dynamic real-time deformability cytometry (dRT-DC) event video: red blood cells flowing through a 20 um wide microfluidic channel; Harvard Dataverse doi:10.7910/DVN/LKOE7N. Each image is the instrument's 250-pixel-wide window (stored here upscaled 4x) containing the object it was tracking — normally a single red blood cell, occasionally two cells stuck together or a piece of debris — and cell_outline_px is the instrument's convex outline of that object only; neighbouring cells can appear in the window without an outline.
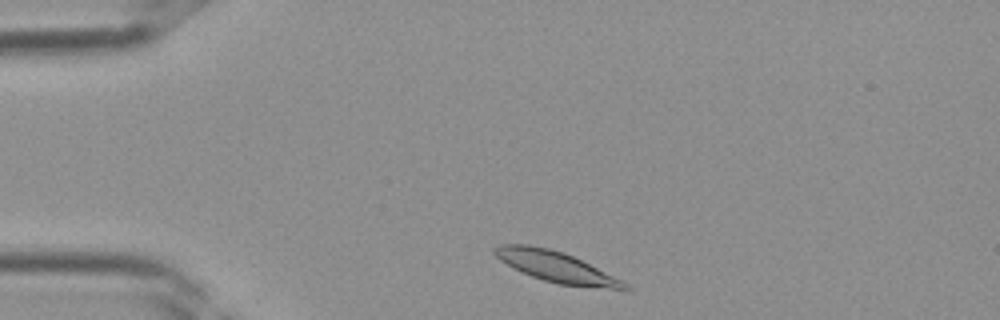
{"species": "Egyptian fruit bat (a non-hibernating species)", "species_latin": "Rousettus aegyptiacus", "temperature_condition": "room temperature", "stored_images_in_passage": 28, "camera_frame_rate_fps": 3000, "um_per_image_px": 0.085, "frame": {"image": 1, "passage_image": 2, "time_ms": 0.333, "image_size_px": [1000, 320], "cell_outline_px": [[632, 292], [628, 292], [560, 284], [544, 280], [532, 276], [512, 268], [500, 260], [492, 252], [492, 248], [500, 244], [528, 244], [548, 248], [564, 252], [628, 284], [632, 288]], "centroid_in_image_um": [47.3, 22.71], "position_along_channel_um": 37.7, "area_um2": 23.41}}
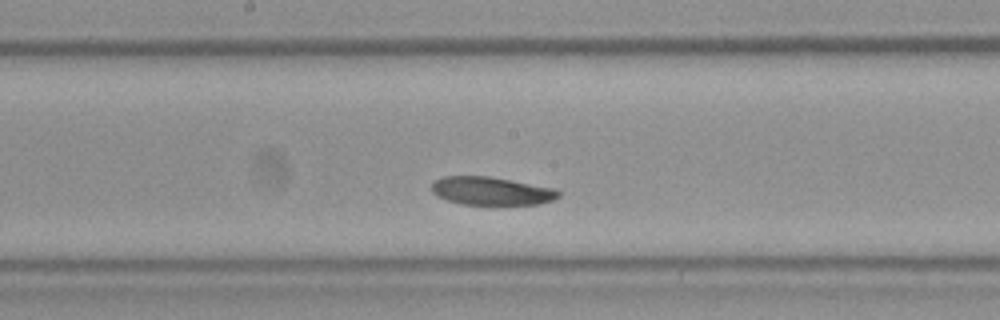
{"frame": {"image": 2, "passage_image": 14, "time_ms": 4.333, "image_size_px": [1000, 320], "cell_outline_px": [[560, 196], [552, 200], [540, 204], [488, 208], [460, 204], [436, 196], [432, 192], [432, 184], [436, 180], [444, 176], [488, 176], [556, 188], [560, 192]], "centroid_in_image_um": [41.8, 16.29], "position_along_channel_um": 206.4, "area_um2": 21.91}}
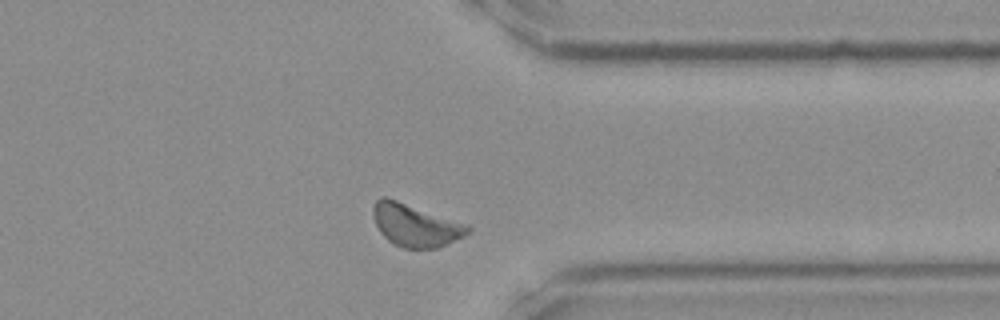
{"frame": {"image": 3, "passage_image": 24, "time_ms": 7.667, "image_size_px": [1000, 320], "cell_outline_px": [[472, 228], [464, 236], [436, 248], [404, 248], [388, 240], [380, 232], [372, 216], [372, 208], [376, 200], [380, 196], [384, 196], [468, 224]], "centroid_in_image_um": [35.29, 19.13], "position_along_channel_um": 376.1, "area_um2": 23.24}}